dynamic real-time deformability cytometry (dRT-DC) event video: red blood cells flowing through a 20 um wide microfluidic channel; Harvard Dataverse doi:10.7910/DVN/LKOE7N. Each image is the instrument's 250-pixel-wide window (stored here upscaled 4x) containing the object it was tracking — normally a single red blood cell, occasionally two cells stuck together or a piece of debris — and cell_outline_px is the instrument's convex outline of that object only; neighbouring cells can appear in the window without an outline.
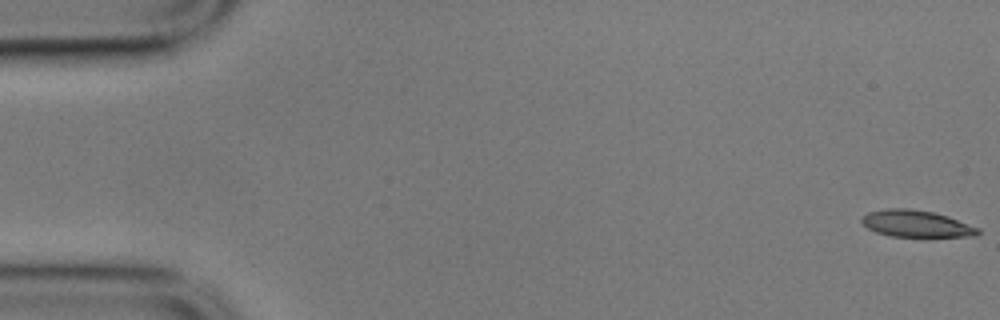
{"species": "common noctule bat (a hibernating species)", "species_latin": "Nyctalus noctula", "temperature_condition": "cold", "stored_images_in_passage": 6, "camera_frame_rate_fps": 3000, "um_per_image_px": 0.085, "animal": {"sex": "male", "body_mass_g": 17.9}, "frame": {"image": 1, "passage_image": 1, "time_ms": 0.0, "image_size_px": [1000, 320], "cell_outline_px": [[980, 232], [976, 236], [892, 236], [876, 232], [868, 228], [860, 220], [868, 212], [888, 208], [908, 208], [932, 212], [948, 216], [980, 228]], "centroid_in_image_um": [77.89, 19.01], "position_along_channel_um": 7.1, "area_um2": 17.92}}